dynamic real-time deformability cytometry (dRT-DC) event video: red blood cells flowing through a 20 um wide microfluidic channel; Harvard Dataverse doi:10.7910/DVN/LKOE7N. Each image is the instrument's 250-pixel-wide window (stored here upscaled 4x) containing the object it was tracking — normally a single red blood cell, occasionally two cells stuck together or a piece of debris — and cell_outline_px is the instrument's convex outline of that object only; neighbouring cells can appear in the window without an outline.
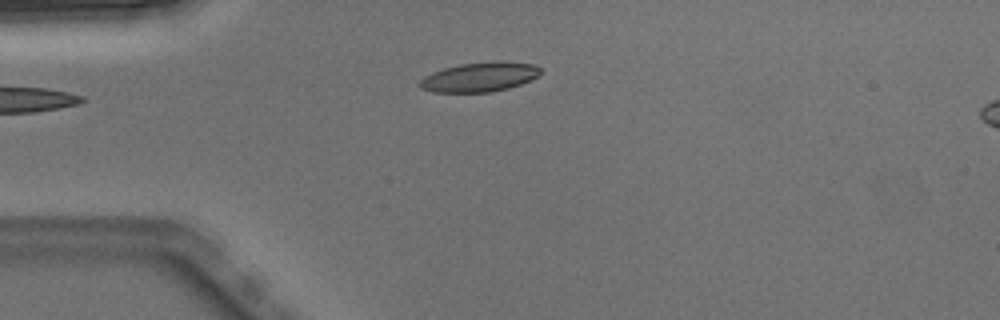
{"species": "Egyptian fruit bat (a non-hibernating species)", "species_latin": "Rousettus aegyptiacus", "temperature_condition": "warm", "stored_images_in_passage": 2, "camera_frame_rate_fps": 3000, "um_per_image_px": 0.085, "animal": {"sex": "male"}, "frame": {"image": 1, "passage_image": 2, "time_ms": 0.333, "image_size_px": [1000, 320], "cell_outline_px": [[540, 72], [536, 76], [520, 84], [508, 88], [492, 92], [432, 92], [420, 88], [416, 84], [424, 76], [432, 72], [444, 68], [460, 64], [536, 64], [540, 68]], "centroid_in_image_um": [40.63, 6.6], "position_along_channel_um": 44.4, "area_um2": 19.77}}